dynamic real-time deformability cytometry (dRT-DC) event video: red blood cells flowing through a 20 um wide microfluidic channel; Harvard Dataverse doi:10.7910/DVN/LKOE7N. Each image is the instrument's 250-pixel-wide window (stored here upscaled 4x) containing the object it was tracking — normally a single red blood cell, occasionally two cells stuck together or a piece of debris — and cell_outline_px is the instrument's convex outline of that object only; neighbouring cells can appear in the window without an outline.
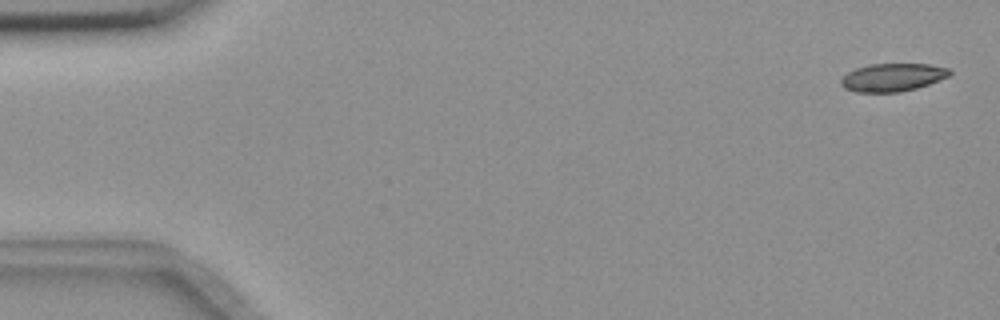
{"species": "common noctule bat (a hibernating species)", "species_latin": "Nyctalus noctula", "temperature_condition": "room temperature", "stored_images_in_passage": 56, "camera_frame_rate_fps": 3000, "um_per_image_px": 0.085, "animal": {"sex": "female", "body_mass_g": 18.4}, "frame": {"image": 1, "passage_image": 2, "time_ms": 0.333, "image_size_px": [1000, 320], "cell_outline_px": [[952, 72], [948, 76], [928, 84], [916, 88], [900, 92], [856, 92], [844, 88], [840, 84], [840, 80], [848, 72], [856, 68], [872, 64], [928, 64], [948, 68]], "centroid_in_image_um": [75.84, 6.58], "position_along_channel_um": 9.2, "area_um2": 17.57}}
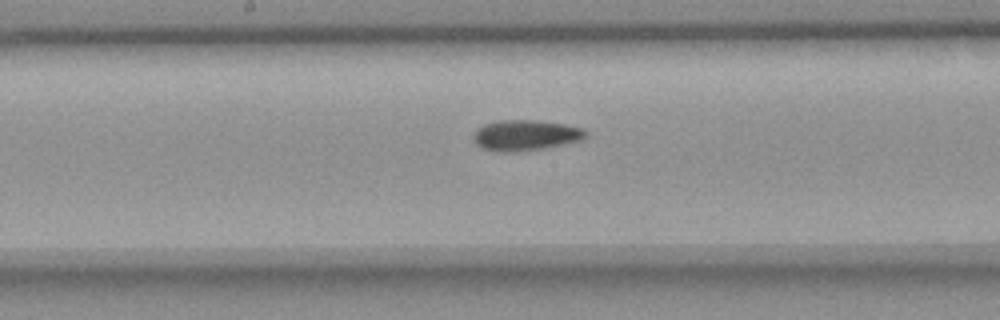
{"frame": {"image": 2, "passage_image": 29, "time_ms": 9.333, "image_size_px": [1000, 320], "cell_outline_px": [[588, 136], [580, 140], [564, 144], [544, 148], [516, 152], [492, 152], [480, 148], [472, 140], [472, 132], [476, 128], [484, 124], [500, 120], [536, 120], [564, 124], [584, 128], [588, 132]], "centroid_in_image_um": [44.61, 11.5], "position_along_channel_um": 203.6, "area_um2": 20.52}}
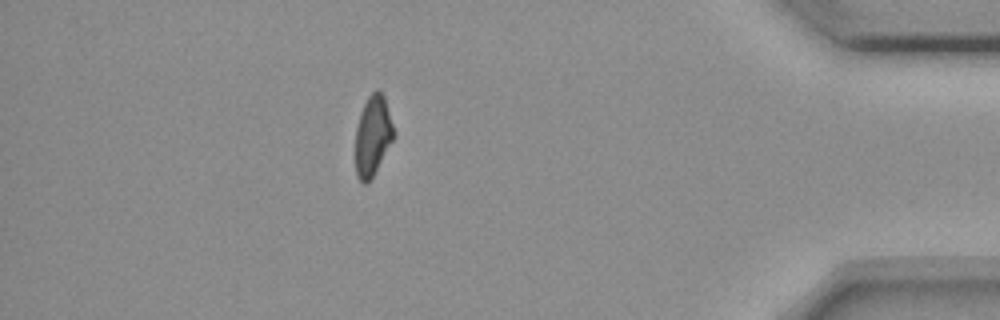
{"frame": {"image": 3, "passage_image": 49, "time_ms": 16.0, "image_size_px": [1000, 320], "cell_outline_px": [[392, 140], [372, 176], [364, 184], [356, 176], [356, 128], [360, 112], [368, 96], [376, 88], [384, 96], [392, 124]], "centroid_in_image_um": [31.65, 11.5], "position_along_channel_um": 403.6, "area_um2": 17.17}, "authors_computed_cell_mechanics": {"area_um2": 19.0162, "velocity_mm_per_s": 3.6725, "shape_relaxation_time_tau1_ms": 10.7709, "shape_relaxation_time_tau2_ms": 5.1666, "deformation_change_tau1": 0.2082, "deformation_change_tau2": 0.0949}}